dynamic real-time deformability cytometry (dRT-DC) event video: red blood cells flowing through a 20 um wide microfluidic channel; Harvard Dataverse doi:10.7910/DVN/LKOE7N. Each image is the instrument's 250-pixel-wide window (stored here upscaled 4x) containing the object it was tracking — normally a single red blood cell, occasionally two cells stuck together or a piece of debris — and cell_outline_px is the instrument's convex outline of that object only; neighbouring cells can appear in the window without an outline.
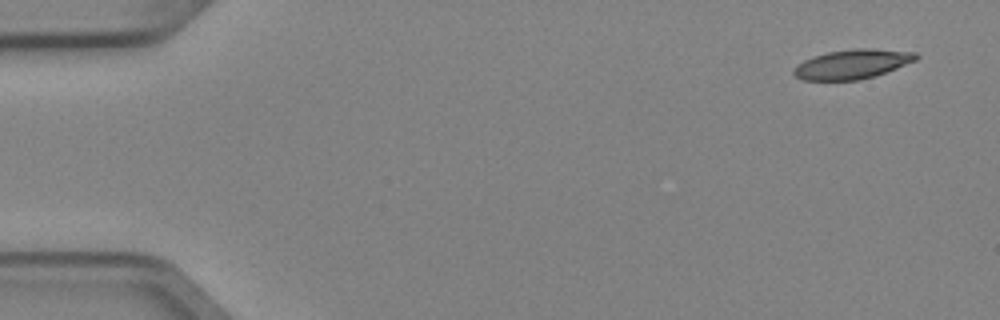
{"species": "Egyptian fruit bat (a non-hibernating species)", "species_latin": "Rousettus aegyptiacus", "temperature_condition": "cold", "stored_images_in_passage": 5, "camera_frame_rate_fps": 3000, "um_per_image_px": 0.085, "animal": {"sex": "female"}, "frame": {"image": 1, "passage_image": 1, "time_ms": 0.0, "image_size_px": [1000, 320], "cell_outline_px": [[920, 56], [916, 60], [876, 76], [860, 80], [804, 80], [796, 76], [792, 72], [792, 68], [796, 64], [812, 56], [828, 52], [852, 48], [872, 48], [916, 52]], "centroid_in_image_um": [72.44, 5.44], "position_along_channel_um": 12.6, "area_um2": 21.21}}
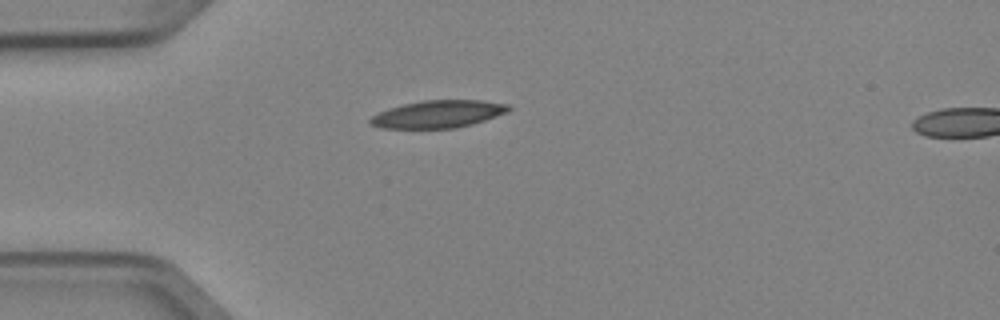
{"frame": {"image": 2, "passage_image": 4, "time_ms": 1.0, "image_size_px": [1000, 320], "cell_outline_px": [[512, 108], [508, 112], [472, 124], [456, 128], [380, 128], [372, 124], [368, 120], [372, 116], [388, 108], [404, 104], [424, 100], [484, 100], [508, 104]], "centroid_in_image_um": [37.27, 9.69], "position_along_channel_um": 47.7, "area_um2": 22.08}}